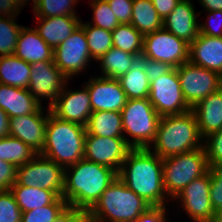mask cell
Instances as JSON below:
<instances>
[{"label": "cell", "instance_id": "29", "mask_svg": "<svg viewBox=\"0 0 222 222\" xmlns=\"http://www.w3.org/2000/svg\"><path fill=\"white\" fill-rule=\"evenodd\" d=\"M130 24L143 36L163 28V20L158 15L151 0H134Z\"/></svg>", "mask_w": 222, "mask_h": 222}, {"label": "cell", "instance_id": "32", "mask_svg": "<svg viewBox=\"0 0 222 222\" xmlns=\"http://www.w3.org/2000/svg\"><path fill=\"white\" fill-rule=\"evenodd\" d=\"M143 37L130 23L119 24L112 31L113 47L140 57L143 51Z\"/></svg>", "mask_w": 222, "mask_h": 222}, {"label": "cell", "instance_id": "1", "mask_svg": "<svg viewBox=\"0 0 222 222\" xmlns=\"http://www.w3.org/2000/svg\"><path fill=\"white\" fill-rule=\"evenodd\" d=\"M118 177L151 206H171L163 184V159L149 148H132Z\"/></svg>", "mask_w": 222, "mask_h": 222}, {"label": "cell", "instance_id": "47", "mask_svg": "<svg viewBox=\"0 0 222 222\" xmlns=\"http://www.w3.org/2000/svg\"><path fill=\"white\" fill-rule=\"evenodd\" d=\"M158 15L164 20L176 7L180 0H151Z\"/></svg>", "mask_w": 222, "mask_h": 222}, {"label": "cell", "instance_id": "50", "mask_svg": "<svg viewBox=\"0 0 222 222\" xmlns=\"http://www.w3.org/2000/svg\"><path fill=\"white\" fill-rule=\"evenodd\" d=\"M9 135V116L0 108V138Z\"/></svg>", "mask_w": 222, "mask_h": 222}, {"label": "cell", "instance_id": "46", "mask_svg": "<svg viewBox=\"0 0 222 222\" xmlns=\"http://www.w3.org/2000/svg\"><path fill=\"white\" fill-rule=\"evenodd\" d=\"M54 222H89L87 211L67 205Z\"/></svg>", "mask_w": 222, "mask_h": 222}, {"label": "cell", "instance_id": "22", "mask_svg": "<svg viewBox=\"0 0 222 222\" xmlns=\"http://www.w3.org/2000/svg\"><path fill=\"white\" fill-rule=\"evenodd\" d=\"M191 111L195 114L198 129L204 139L209 134L222 129V87L195 104Z\"/></svg>", "mask_w": 222, "mask_h": 222}, {"label": "cell", "instance_id": "40", "mask_svg": "<svg viewBox=\"0 0 222 222\" xmlns=\"http://www.w3.org/2000/svg\"><path fill=\"white\" fill-rule=\"evenodd\" d=\"M211 174L210 200L216 215L222 214V168L209 167Z\"/></svg>", "mask_w": 222, "mask_h": 222}, {"label": "cell", "instance_id": "5", "mask_svg": "<svg viewBox=\"0 0 222 222\" xmlns=\"http://www.w3.org/2000/svg\"><path fill=\"white\" fill-rule=\"evenodd\" d=\"M150 206L117 176L87 213L89 222H135Z\"/></svg>", "mask_w": 222, "mask_h": 222}, {"label": "cell", "instance_id": "49", "mask_svg": "<svg viewBox=\"0 0 222 222\" xmlns=\"http://www.w3.org/2000/svg\"><path fill=\"white\" fill-rule=\"evenodd\" d=\"M199 5L203 8L199 12L205 11H222V0H198Z\"/></svg>", "mask_w": 222, "mask_h": 222}, {"label": "cell", "instance_id": "3", "mask_svg": "<svg viewBox=\"0 0 222 222\" xmlns=\"http://www.w3.org/2000/svg\"><path fill=\"white\" fill-rule=\"evenodd\" d=\"M203 147V138L192 111L160 116L156 137L149 149L161 159Z\"/></svg>", "mask_w": 222, "mask_h": 222}, {"label": "cell", "instance_id": "21", "mask_svg": "<svg viewBox=\"0 0 222 222\" xmlns=\"http://www.w3.org/2000/svg\"><path fill=\"white\" fill-rule=\"evenodd\" d=\"M34 19L35 29L39 36L53 50L64 42L81 23L80 16L34 17Z\"/></svg>", "mask_w": 222, "mask_h": 222}, {"label": "cell", "instance_id": "17", "mask_svg": "<svg viewBox=\"0 0 222 222\" xmlns=\"http://www.w3.org/2000/svg\"><path fill=\"white\" fill-rule=\"evenodd\" d=\"M50 108L44 105L36 112L24 116L9 118V135L18 138L37 154L45 144L46 126Z\"/></svg>", "mask_w": 222, "mask_h": 222}, {"label": "cell", "instance_id": "15", "mask_svg": "<svg viewBox=\"0 0 222 222\" xmlns=\"http://www.w3.org/2000/svg\"><path fill=\"white\" fill-rule=\"evenodd\" d=\"M131 149L124 138L86 134L84 159L107 166L119 173Z\"/></svg>", "mask_w": 222, "mask_h": 222}, {"label": "cell", "instance_id": "4", "mask_svg": "<svg viewBox=\"0 0 222 222\" xmlns=\"http://www.w3.org/2000/svg\"><path fill=\"white\" fill-rule=\"evenodd\" d=\"M85 137L84 126L59 119L50 112L40 154L66 168L84 158Z\"/></svg>", "mask_w": 222, "mask_h": 222}, {"label": "cell", "instance_id": "20", "mask_svg": "<svg viewBox=\"0 0 222 222\" xmlns=\"http://www.w3.org/2000/svg\"><path fill=\"white\" fill-rule=\"evenodd\" d=\"M189 62L222 76V37L199 33L189 45Z\"/></svg>", "mask_w": 222, "mask_h": 222}, {"label": "cell", "instance_id": "24", "mask_svg": "<svg viewBox=\"0 0 222 222\" xmlns=\"http://www.w3.org/2000/svg\"><path fill=\"white\" fill-rule=\"evenodd\" d=\"M42 106L27 89L0 84V108L9 118L36 113Z\"/></svg>", "mask_w": 222, "mask_h": 222}, {"label": "cell", "instance_id": "13", "mask_svg": "<svg viewBox=\"0 0 222 222\" xmlns=\"http://www.w3.org/2000/svg\"><path fill=\"white\" fill-rule=\"evenodd\" d=\"M177 74L184 99L191 108L222 87L221 75L189 61L177 67Z\"/></svg>", "mask_w": 222, "mask_h": 222}, {"label": "cell", "instance_id": "8", "mask_svg": "<svg viewBox=\"0 0 222 222\" xmlns=\"http://www.w3.org/2000/svg\"><path fill=\"white\" fill-rule=\"evenodd\" d=\"M211 174L208 170L204 175L194 179L172 200L176 202L180 213L188 216L190 222H213L217 217L210 200ZM178 204V205H177ZM180 205V206H179Z\"/></svg>", "mask_w": 222, "mask_h": 222}, {"label": "cell", "instance_id": "44", "mask_svg": "<svg viewBox=\"0 0 222 222\" xmlns=\"http://www.w3.org/2000/svg\"><path fill=\"white\" fill-rule=\"evenodd\" d=\"M170 209L168 206H150L135 222H170Z\"/></svg>", "mask_w": 222, "mask_h": 222}, {"label": "cell", "instance_id": "43", "mask_svg": "<svg viewBox=\"0 0 222 222\" xmlns=\"http://www.w3.org/2000/svg\"><path fill=\"white\" fill-rule=\"evenodd\" d=\"M139 61L143 65V69L148 77L149 83L156 80L159 76H162L165 73L169 72L173 68L169 64L160 61H154L142 56L139 57Z\"/></svg>", "mask_w": 222, "mask_h": 222}, {"label": "cell", "instance_id": "12", "mask_svg": "<svg viewBox=\"0 0 222 222\" xmlns=\"http://www.w3.org/2000/svg\"><path fill=\"white\" fill-rule=\"evenodd\" d=\"M141 56L177 68L189 61V44L162 28L143 37Z\"/></svg>", "mask_w": 222, "mask_h": 222}, {"label": "cell", "instance_id": "51", "mask_svg": "<svg viewBox=\"0 0 222 222\" xmlns=\"http://www.w3.org/2000/svg\"><path fill=\"white\" fill-rule=\"evenodd\" d=\"M33 0H17V3L24 9L26 5H30ZM30 2V3H28Z\"/></svg>", "mask_w": 222, "mask_h": 222}, {"label": "cell", "instance_id": "45", "mask_svg": "<svg viewBox=\"0 0 222 222\" xmlns=\"http://www.w3.org/2000/svg\"><path fill=\"white\" fill-rule=\"evenodd\" d=\"M17 182V167L0 160V191H9Z\"/></svg>", "mask_w": 222, "mask_h": 222}, {"label": "cell", "instance_id": "10", "mask_svg": "<svg viewBox=\"0 0 222 222\" xmlns=\"http://www.w3.org/2000/svg\"><path fill=\"white\" fill-rule=\"evenodd\" d=\"M65 168L41 154L17 167V182L26 187H41L55 191L60 197L64 190Z\"/></svg>", "mask_w": 222, "mask_h": 222}, {"label": "cell", "instance_id": "27", "mask_svg": "<svg viewBox=\"0 0 222 222\" xmlns=\"http://www.w3.org/2000/svg\"><path fill=\"white\" fill-rule=\"evenodd\" d=\"M31 64L16 55L0 56V84L27 89Z\"/></svg>", "mask_w": 222, "mask_h": 222}, {"label": "cell", "instance_id": "14", "mask_svg": "<svg viewBox=\"0 0 222 222\" xmlns=\"http://www.w3.org/2000/svg\"><path fill=\"white\" fill-rule=\"evenodd\" d=\"M68 79L58 69L53 61H42L31 64L30 81L27 87L29 93L43 105V100L50 108L62 92ZM43 99V100H42Z\"/></svg>", "mask_w": 222, "mask_h": 222}, {"label": "cell", "instance_id": "25", "mask_svg": "<svg viewBox=\"0 0 222 222\" xmlns=\"http://www.w3.org/2000/svg\"><path fill=\"white\" fill-rule=\"evenodd\" d=\"M139 60V56L112 47L96 63L100 68L97 76L118 79L127 73Z\"/></svg>", "mask_w": 222, "mask_h": 222}, {"label": "cell", "instance_id": "7", "mask_svg": "<svg viewBox=\"0 0 222 222\" xmlns=\"http://www.w3.org/2000/svg\"><path fill=\"white\" fill-rule=\"evenodd\" d=\"M209 169L204 147L163 159V184L172 201L194 179Z\"/></svg>", "mask_w": 222, "mask_h": 222}, {"label": "cell", "instance_id": "30", "mask_svg": "<svg viewBox=\"0 0 222 222\" xmlns=\"http://www.w3.org/2000/svg\"><path fill=\"white\" fill-rule=\"evenodd\" d=\"M127 99L148 98L150 83L142 63L138 62L124 75L118 78Z\"/></svg>", "mask_w": 222, "mask_h": 222}, {"label": "cell", "instance_id": "34", "mask_svg": "<svg viewBox=\"0 0 222 222\" xmlns=\"http://www.w3.org/2000/svg\"><path fill=\"white\" fill-rule=\"evenodd\" d=\"M81 0H33L34 17L79 16L77 4Z\"/></svg>", "mask_w": 222, "mask_h": 222}, {"label": "cell", "instance_id": "11", "mask_svg": "<svg viewBox=\"0 0 222 222\" xmlns=\"http://www.w3.org/2000/svg\"><path fill=\"white\" fill-rule=\"evenodd\" d=\"M148 100L160 116L181 115L191 111L182 94L177 68L150 83Z\"/></svg>", "mask_w": 222, "mask_h": 222}, {"label": "cell", "instance_id": "37", "mask_svg": "<svg viewBox=\"0 0 222 222\" xmlns=\"http://www.w3.org/2000/svg\"><path fill=\"white\" fill-rule=\"evenodd\" d=\"M67 205V202L59 197L53 204L22 212L21 222H54Z\"/></svg>", "mask_w": 222, "mask_h": 222}, {"label": "cell", "instance_id": "33", "mask_svg": "<svg viewBox=\"0 0 222 222\" xmlns=\"http://www.w3.org/2000/svg\"><path fill=\"white\" fill-rule=\"evenodd\" d=\"M80 26L84 29L91 58L96 62L113 47L112 31L88 24L82 20Z\"/></svg>", "mask_w": 222, "mask_h": 222}, {"label": "cell", "instance_id": "28", "mask_svg": "<svg viewBox=\"0 0 222 222\" xmlns=\"http://www.w3.org/2000/svg\"><path fill=\"white\" fill-rule=\"evenodd\" d=\"M22 212L53 204L60 196L41 187H26L16 182L10 189Z\"/></svg>", "mask_w": 222, "mask_h": 222}, {"label": "cell", "instance_id": "2", "mask_svg": "<svg viewBox=\"0 0 222 222\" xmlns=\"http://www.w3.org/2000/svg\"><path fill=\"white\" fill-rule=\"evenodd\" d=\"M117 176L115 170L83 158L65 168L62 198L88 212Z\"/></svg>", "mask_w": 222, "mask_h": 222}, {"label": "cell", "instance_id": "6", "mask_svg": "<svg viewBox=\"0 0 222 222\" xmlns=\"http://www.w3.org/2000/svg\"><path fill=\"white\" fill-rule=\"evenodd\" d=\"M121 116L126 142L132 148H149L156 137L160 115L148 98L127 99Z\"/></svg>", "mask_w": 222, "mask_h": 222}, {"label": "cell", "instance_id": "35", "mask_svg": "<svg viewBox=\"0 0 222 222\" xmlns=\"http://www.w3.org/2000/svg\"><path fill=\"white\" fill-rule=\"evenodd\" d=\"M17 17L0 16V56L14 55L23 25L17 24Z\"/></svg>", "mask_w": 222, "mask_h": 222}, {"label": "cell", "instance_id": "36", "mask_svg": "<svg viewBox=\"0 0 222 222\" xmlns=\"http://www.w3.org/2000/svg\"><path fill=\"white\" fill-rule=\"evenodd\" d=\"M88 3L93 14L92 20L86 21L88 24L109 31H113L120 24L106 0H91Z\"/></svg>", "mask_w": 222, "mask_h": 222}, {"label": "cell", "instance_id": "31", "mask_svg": "<svg viewBox=\"0 0 222 222\" xmlns=\"http://www.w3.org/2000/svg\"><path fill=\"white\" fill-rule=\"evenodd\" d=\"M37 153L24 142L13 136L0 138V160L19 167L31 161Z\"/></svg>", "mask_w": 222, "mask_h": 222}, {"label": "cell", "instance_id": "48", "mask_svg": "<svg viewBox=\"0 0 222 222\" xmlns=\"http://www.w3.org/2000/svg\"><path fill=\"white\" fill-rule=\"evenodd\" d=\"M22 10L15 0H0V16L18 17Z\"/></svg>", "mask_w": 222, "mask_h": 222}, {"label": "cell", "instance_id": "52", "mask_svg": "<svg viewBox=\"0 0 222 222\" xmlns=\"http://www.w3.org/2000/svg\"><path fill=\"white\" fill-rule=\"evenodd\" d=\"M213 222H222V214L217 215Z\"/></svg>", "mask_w": 222, "mask_h": 222}, {"label": "cell", "instance_id": "9", "mask_svg": "<svg viewBox=\"0 0 222 222\" xmlns=\"http://www.w3.org/2000/svg\"><path fill=\"white\" fill-rule=\"evenodd\" d=\"M92 61L87 38L80 25L54 49L53 62L63 75L71 81L79 75L83 76L89 67L92 68L90 66Z\"/></svg>", "mask_w": 222, "mask_h": 222}, {"label": "cell", "instance_id": "39", "mask_svg": "<svg viewBox=\"0 0 222 222\" xmlns=\"http://www.w3.org/2000/svg\"><path fill=\"white\" fill-rule=\"evenodd\" d=\"M21 215L13 193L0 191V222H21Z\"/></svg>", "mask_w": 222, "mask_h": 222}, {"label": "cell", "instance_id": "16", "mask_svg": "<svg viewBox=\"0 0 222 222\" xmlns=\"http://www.w3.org/2000/svg\"><path fill=\"white\" fill-rule=\"evenodd\" d=\"M65 84L55 103L50 107L51 112L59 119L86 126L92 113L90 94L86 85L81 84V89H71Z\"/></svg>", "mask_w": 222, "mask_h": 222}, {"label": "cell", "instance_id": "41", "mask_svg": "<svg viewBox=\"0 0 222 222\" xmlns=\"http://www.w3.org/2000/svg\"><path fill=\"white\" fill-rule=\"evenodd\" d=\"M205 22L199 21V33L210 37H222V11H204Z\"/></svg>", "mask_w": 222, "mask_h": 222}, {"label": "cell", "instance_id": "42", "mask_svg": "<svg viewBox=\"0 0 222 222\" xmlns=\"http://www.w3.org/2000/svg\"><path fill=\"white\" fill-rule=\"evenodd\" d=\"M120 24L131 22L134 0H106Z\"/></svg>", "mask_w": 222, "mask_h": 222}, {"label": "cell", "instance_id": "38", "mask_svg": "<svg viewBox=\"0 0 222 222\" xmlns=\"http://www.w3.org/2000/svg\"><path fill=\"white\" fill-rule=\"evenodd\" d=\"M203 147L209 167L222 168V129L206 136Z\"/></svg>", "mask_w": 222, "mask_h": 222}, {"label": "cell", "instance_id": "23", "mask_svg": "<svg viewBox=\"0 0 222 222\" xmlns=\"http://www.w3.org/2000/svg\"><path fill=\"white\" fill-rule=\"evenodd\" d=\"M53 54L54 50L39 36L35 27L22 26L14 55L33 64L53 61Z\"/></svg>", "mask_w": 222, "mask_h": 222}, {"label": "cell", "instance_id": "18", "mask_svg": "<svg viewBox=\"0 0 222 222\" xmlns=\"http://www.w3.org/2000/svg\"><path fill=\"white\" fill-rule=\"evenodd\" d=\"M94 75L88 77V80L84 82L90 94L92 112H121L127 97L119 80Z\"/></svg>", "mask_w": 222, "mask_h": 222}, {"label": "cell", "instance_id": "19", "mask_svg": "<svg viewBox=\"0 0 222 222\" xmlns=\"http://www.w3.org/2000/svg\"><path fill=\"white\" fill-rule=\"evenodd\" d=\"M193 0H180L174 10L163 20V28L189 45L199 35V18Z\"/></svg>", "mask_w": 222, "mask_h": 222}, {"label": "cell", "instance_id": "26", "mask_svg": "<svg viewBox=\"0 0 222 222\" xmlns=\"http://www.w3.org/2000/svg\"><path fill=\"white\" fill-rule=\"evenodd\" d=\"M86 134L124 138L122 116L118 111H94L85 126Z\"/></svg>", "mask_w": 222, "mask_h": 222}]
</instances>
